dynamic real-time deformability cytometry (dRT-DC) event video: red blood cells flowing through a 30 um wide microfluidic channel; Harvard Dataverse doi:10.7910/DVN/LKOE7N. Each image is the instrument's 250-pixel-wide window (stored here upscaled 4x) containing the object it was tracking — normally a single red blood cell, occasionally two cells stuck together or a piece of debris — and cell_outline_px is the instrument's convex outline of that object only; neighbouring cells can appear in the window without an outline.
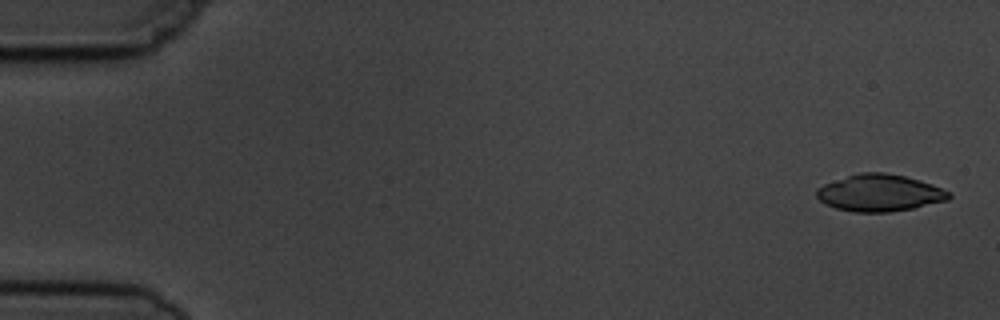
{"species": "common noctule bat (a hibernating species)", "species_latin": "Nyctalus noctula", "temperature_condition": "cold", "stored_images_in_passage": 5, "camera_frame_rate_fps": 3000, "um_per_image_px": 0.085, "animal": {"sex": "male", "body_mass_g": 19.5, "forearm_length_mm": 54.6}, "frame": {"image": 1, "passage_image": 1, "time_ms": 0.0, "image_size_px": [1000, 320], "cell_outline_px": [[952, 196], [948, 200], [912, 208], [892, 212], [852, 212], [836, 208], [824, 204], [816, 196], [816, 188], [824, 184], [860, 172], [884, 172], [904, 176], [920, 180], [932, 184], [952, 192]], "centroid_in_image_um": [74.78, 16.4], "position_along_channel_um": 10.2, "area_um2": 28.55}}